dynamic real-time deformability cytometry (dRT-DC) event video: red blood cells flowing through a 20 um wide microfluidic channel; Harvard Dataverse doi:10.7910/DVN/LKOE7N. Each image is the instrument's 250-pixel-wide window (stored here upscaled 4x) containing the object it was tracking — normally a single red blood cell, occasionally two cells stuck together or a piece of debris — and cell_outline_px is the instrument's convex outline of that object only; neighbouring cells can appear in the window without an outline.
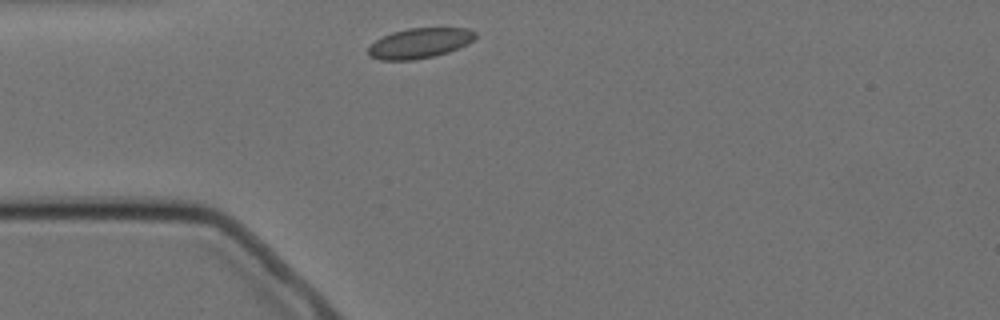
{"species": "Egyptian fruit bat (a non-hibernating species)", "species_latin": "Rousettus aegyptiacus", "temperature_condition": "cold", "stored_images_in_passage": 2, "camera_frame_rate_fps": 3000, "um_per_image_px": 0.085, "animal": {"sex": "female"}, "frame": {"image": 1, "passage_image": 1, "time_ms": 0.0, "image_size_px": [1000, 320], "cell_outline_px": [[476, 36], [468, 44], [448, 52], [432, 56], [412, 60], [380, 60], [372, 56], [368, 52], [368, 48], [376, 40], [392, 32], [408, 28], [468, 28], [476, 32]], "centroid_in_image_um": [35.69, 3.66], "position_along_channel_um": 49.3, "area_um2": 18.61}}